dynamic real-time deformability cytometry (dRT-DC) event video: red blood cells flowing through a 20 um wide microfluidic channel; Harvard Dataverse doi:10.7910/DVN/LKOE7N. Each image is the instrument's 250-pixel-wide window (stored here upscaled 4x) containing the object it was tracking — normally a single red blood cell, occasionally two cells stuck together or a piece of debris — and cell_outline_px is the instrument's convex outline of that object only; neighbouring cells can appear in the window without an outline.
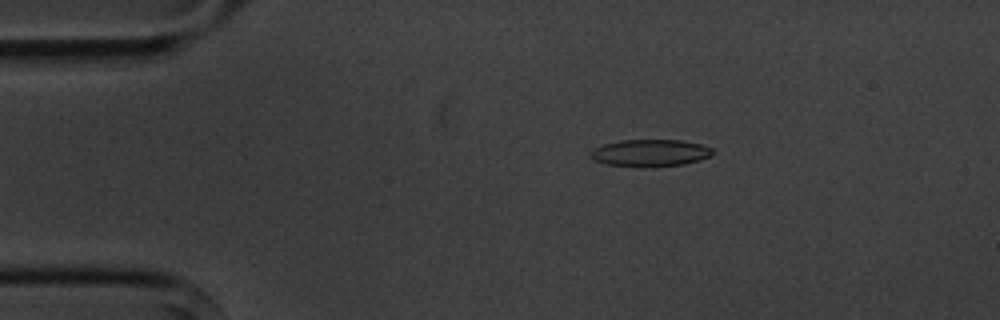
{"species": "common noctule bat (a hibernating species)", "species_latin": "Nyctalus noctula", "temperature_condition": "cold", "stored_images_in_passage": 9, "camera_frame_rate_fps": 3000, "um_per_image_px": 0.085, "animal": {"sex": "male", "body_mass_g": 20.1, "forearm_length_mm": 53.5}, "frame": {"image": 1, "passage_image": 3, "time_ms": 2.333, "image_size_px": [1000, 320], "cell_outline_px": [[712, 152], [708, 156], [700, 160], [684, 164], [656, 168], [644, 168], [604, 164], [596, 160], [592, 156], [592, 152], [596, 148], [604, 144], [620, 140], [680, 140], [700, 144], [712, 148]], "centroid_in_image_um": [55.28, 13.02], "position_along_channel_um": 29.7, "area_um2": 19.31}}
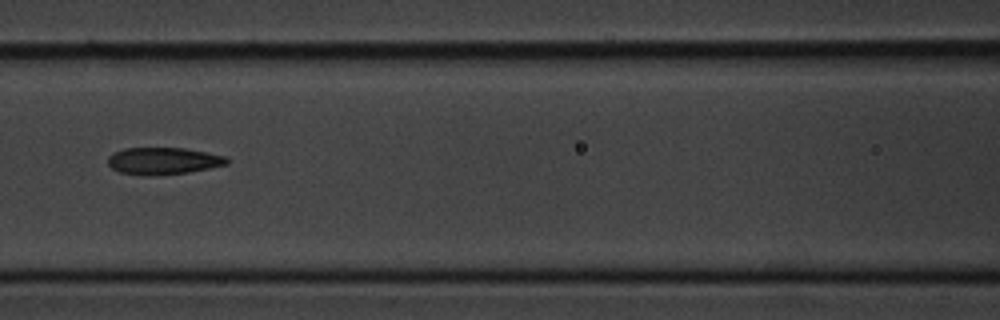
{"frame": {"image": 2, "passage_image": 7, "time_ms": 7.0, "image_size_px": [1000, 320], "cell_outline_px": [[228, 164], [188, 172], [152, 176], [148, 176], [120, 172], [112, 168], [108, 164], [108, 156], [112, 152], [124, 148], [184, 148], [228, 156]], "centroid_in_image_um": [13.86, 13.67], "position_along_channel_um": 152.7, "area_um2": 18.79}}
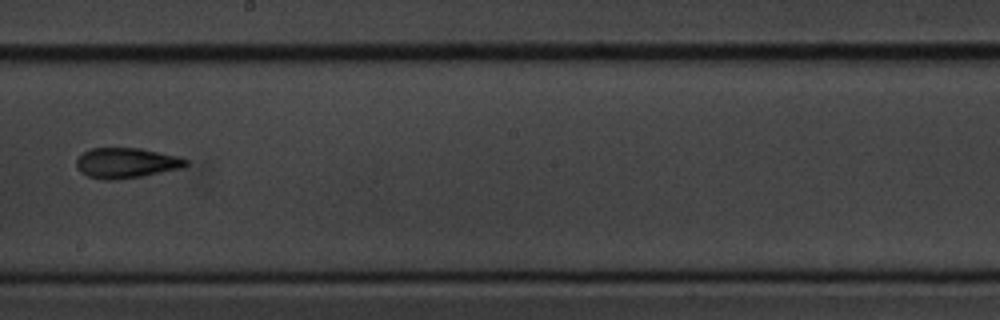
{"frame": {"image": 3, "passage_image": 9, "time_ms": 9.333, "image_size_px": [1000, 320], "cell_outline_px": [[188, 164], [184, 168], [144, 176], [112, 180], [108, 180], [88, 176], [80, 172], [76, 168], [76, 160], [84, 152], [92, 148], [140, 148], [180, 156], [188, 160]], "centroid_in_image_um": [10.78, 13.85], "position_along_channel_um": 237.4, "area_um2": 19.48}}